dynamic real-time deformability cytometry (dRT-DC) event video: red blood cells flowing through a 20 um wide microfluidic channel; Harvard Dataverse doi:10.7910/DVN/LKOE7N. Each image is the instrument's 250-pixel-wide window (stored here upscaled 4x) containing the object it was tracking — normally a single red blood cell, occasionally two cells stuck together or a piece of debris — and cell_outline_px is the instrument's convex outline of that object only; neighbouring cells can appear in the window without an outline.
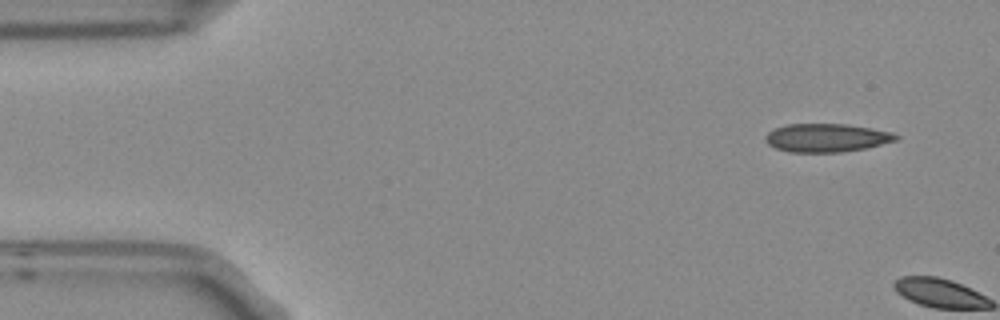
{"species": "Egyptian fruit bat (a non-hibernating species)", "species_latin": "Rousettus aegyptiacus", "temperature_condition": "room temperature", "stored_images_in_passage": 2, "camera_frame_rate_fps": 3000, "um_per_image_px": 0.085, "frame": {"image": 1, "passage_image": 1, "time_ms": 0.0, "image_size_px": [1000, 320], "cell_outline_px": [[900, 140], [864, 148], [840, 152], [788, 152], [776, 148], [768, 144], [764, 140], [764, 136], [768, 132], [776, 128], [788, 124], [848, 124], [872, 128], [892, 132], [900, 136]], "centroid_in_image_um": [70.28, 11.71], "position_along_channel_um": 14.7, "area_um2": 21.68}}